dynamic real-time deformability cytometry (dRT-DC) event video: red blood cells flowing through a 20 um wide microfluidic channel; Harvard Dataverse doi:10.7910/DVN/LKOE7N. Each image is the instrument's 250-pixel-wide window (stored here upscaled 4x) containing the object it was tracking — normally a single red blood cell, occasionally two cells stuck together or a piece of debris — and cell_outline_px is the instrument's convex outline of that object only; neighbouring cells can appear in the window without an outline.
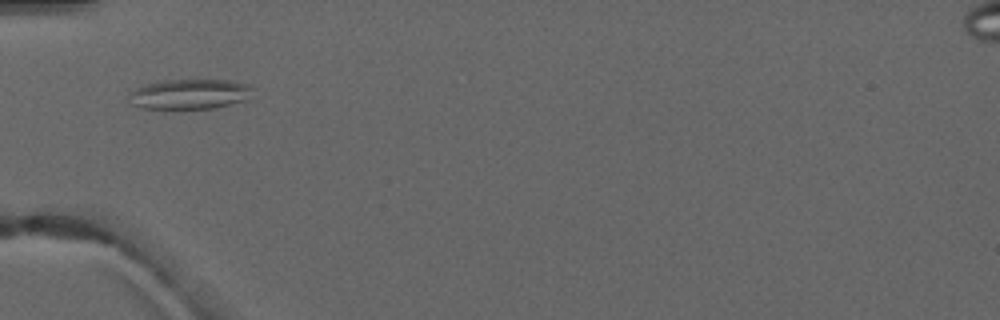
{"species": "common noctule bat (a hibernating species)", "species_latin": "Nyctalus noctula", "temperature_condition": "warm", "stored_images_in_passage": 2, "camera_frame_rate_fps": 3000, "um_per_image_px": 0.085, "animal": {"sex": "male", "forearm_length_mm": 52.5}, "frame": {"image": 1, "passage_image": 1, "time_ms": 0.0, "image_size_px": [1000, 320], "cell_outline_px": [[256, 88], [248, 100], [216, 108], [180, 112], [172, 112], [140, 108], [132, 104], [132, 92], [136, 88], [144, 84], [168, 80], [228, 80], [248, 84]], "centroid_in_image_um": [16.18, 8.06], "position_along_channel_um": 68.8, "area_um2": 22.83}}